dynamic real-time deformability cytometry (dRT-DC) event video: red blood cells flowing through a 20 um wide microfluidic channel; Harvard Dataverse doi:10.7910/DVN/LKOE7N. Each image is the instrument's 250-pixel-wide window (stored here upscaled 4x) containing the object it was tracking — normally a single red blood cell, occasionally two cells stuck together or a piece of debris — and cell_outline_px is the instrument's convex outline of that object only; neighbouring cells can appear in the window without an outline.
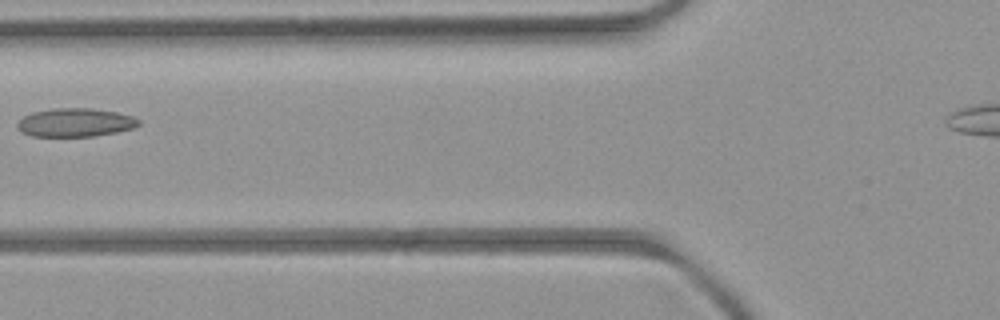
{"species": "common noctule bat (a hibernating species)", "species_latin": "Nyctalus noctula", "temperature_condition": "room temperature", "stored_images_in_passage": 6, "camera_frame_rate_fps": 3000, "um_per_image_px": 0.085, "animal": {"sex": "female", "body_mass_g": 21.9}, "frame": {"image": 1, "passage_image": 5, "time_ms": 4.667, "image_size_px": [1000, 320], "cell_outline_px": [[140, 124], [132, 128], [116, 132], [92, 136], [32, 136], [20, 132], [16, 128], [16, 124], [24, 116], [32, 112], [52, 108], [92, 108], [116, 112], [132, 116], [140, 120]], "centroid_in_image_um": [6.36, 10.41], "position_along_channel_um": 119.4, "area_um2": 20.17}}
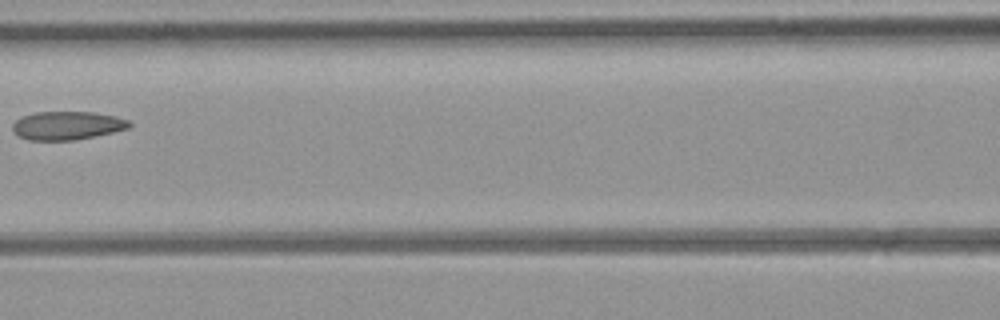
{"frame": {"image": 2, "passage_image": 6, "time_ms": 5.667, "image_size_px": [1000, 320], "cell_outline_px": [[132, 124], [128, 128], [112, 132], [76, 140], [28, 140], [16, 136], [12, 132], [12, 124], [16, 120], [24, 116], [36, 112], [92, 112], [116, 116], [128, 120]], "centroid_in_image_um": [5.67, 10.68], "position_along_channel_um": 160.9, "area_um2": 19.36}}